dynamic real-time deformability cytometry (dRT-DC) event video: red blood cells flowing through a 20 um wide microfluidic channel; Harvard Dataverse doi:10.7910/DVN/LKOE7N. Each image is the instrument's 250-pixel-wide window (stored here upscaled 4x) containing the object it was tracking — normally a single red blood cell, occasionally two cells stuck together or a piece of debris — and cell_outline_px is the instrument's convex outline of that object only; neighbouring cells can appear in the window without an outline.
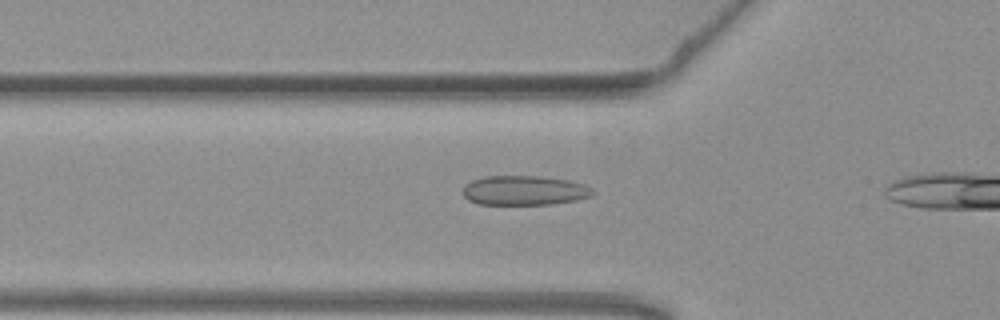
{"species": "common noctule bat (a hibernating species)", "species_latin": "Nyctalus noctula", "temperature_condition": "warm", "stored_images_in_passage": 32, "camera_frame_rate_fps": 3000, "um_per_image_px": 0.085, "animal": {"sex": "female", "body_mass_g": 19.3, "forearm_length_mm": 54.1}, "frame": {"image": 1, "passage_image": 6, "time_ms": 1.667, "image_size_px": [1000, 320], "cell_outline_px": [[596, 192], [592, 196], [576, 200], [548, 204], [480, 204], [468, 200], [460, 192], [464, 184], [472, 180], [484, 176], [540, 176], [568, 180], [584, 184], [592, 188]], "centroid_in_image_um": [44.54, 16.18], "position_along_channel_um": 81.3, "area_um2": 22.54}}
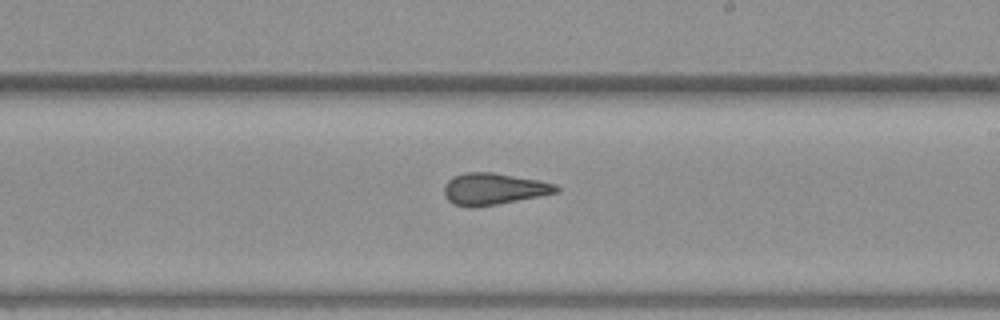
{"frame": {"image": 2, "passage_image": 19, "time_ms": 6.0, "image_size_px": [1000, 320], "cell_outline_px": [[560, 192], [476, 208], [452, 204], [444, 196], [444, 184], [452, 176], [468, 172], [492, 172], [540, 180], [556, 184], [560, 188]], "centroid_in_image_um": [41.95, 16.06], "position_along_channel_um": 247.1, "area_um2": 20.87}}
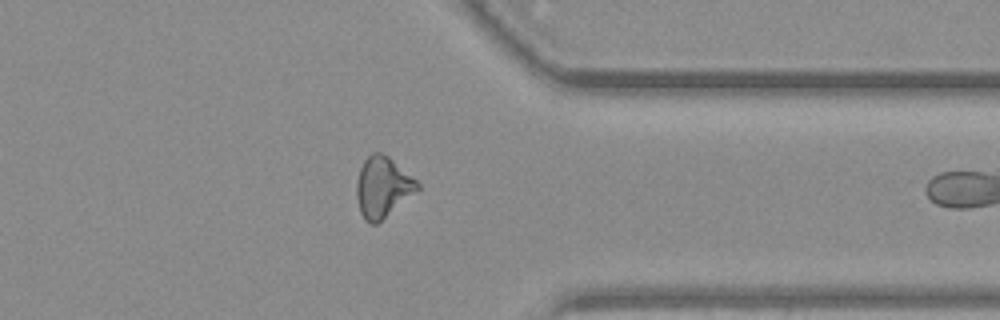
{"frame": {"image": 3, "passage_image": 30, "time_ms": 9.667, "image_size_px": [1000, 320], "cell_outline_px": [[420, 188], [416, 192], [376, 224], [368, 224], [364, 220], [360, 212], [356, 196], [356, 184], [360, 168], [364, 160], [372, 152], [380, 152], [388, 156], [416, 180], [420, 184]], "centroid_in_image_um": [32.5, 15.91], "position_along_channel_um": 378.9, "area_um2": 21.33}}